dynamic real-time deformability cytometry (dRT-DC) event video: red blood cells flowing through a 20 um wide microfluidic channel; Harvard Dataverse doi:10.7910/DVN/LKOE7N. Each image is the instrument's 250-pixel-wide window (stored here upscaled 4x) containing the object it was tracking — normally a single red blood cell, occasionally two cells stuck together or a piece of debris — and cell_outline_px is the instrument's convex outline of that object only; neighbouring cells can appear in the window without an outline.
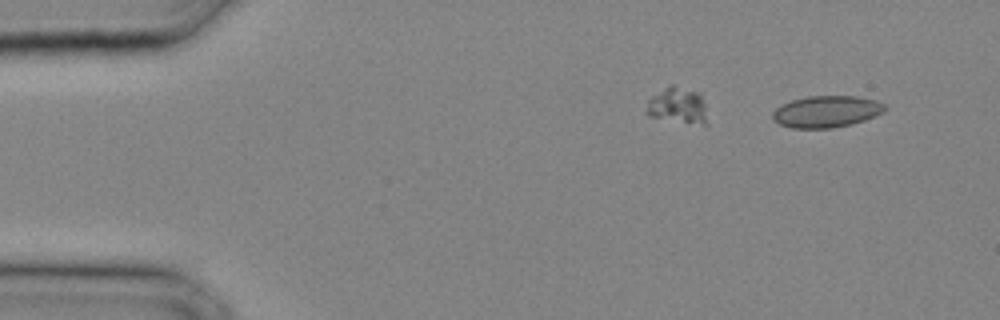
{"species": "common noctule bat (a hibernating species)", "species_latin": "Nyctalus noctula", "temperature_condition": "cold", "stored_images_in_passage": 8, "camera_frame_rate_fps": 3000, "um_per_image_px": 0.085, "animal": {"sex": "male", "body_mass_g": 20.4}, "frame": {"image": 1, "passage_image": 1, "time_ms": 0.0, "image_size_px": [1000, 320], "cell_outline_px": [[888, 108], [884, 112], [864, 120], [852, 124], [832, 128], [792, 128], [780, 124], [772, 120], [772, 112], [776, 108], [792, 100], [808, 96], [856, 96], [876, 100], [884, 104]], "centroid_in_image_um": [70.26, 9.48], "position_along_channel_um": 14.7, "area_um2": 20.75}}